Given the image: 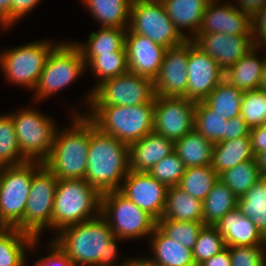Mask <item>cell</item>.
Listing matches in <instances>:
<instances>
[{"label": "cell", "instance_id": "obj_32", "mask_svg": "<svg viewBox=\"0 0 266 266\" xmlns=\"http://www.w3.org/2000/svg\"><path fill=\"white\" fill-rule=\"evenodd\" d=\"M237 196L218 180L203 201V224L215 226L229 211L237 207Z\"/></svg>", "mask_w": 266, "mask_h": 266}, {"label": "cell", "instance_id": "obj_57", "mask_svg": "<svg viewBox=\"0 0 266 266\" xmlns=\"http://www.w3.org/2000/svg\"><path fill=\"white\" fill-rule=\"evenodd\" d=\"M136 266H150V265H145L138 257L136 258Z\"/></svg>", "mask_w": 266, "mask_h": 266}, {"label": "cell", "instance_id": "obj_43", "mask_svg": "<svg viewBox=\"0 0 266 266\" xmlns=\"http://www.w3.org/2000/svg\"><path fill=\"white\" fill-rule=\"evenodd\" d=\"M185 166L179 156L173 151L161 159L148 172L167 187L178 186L184 175Z\"/></svg>", "mask_w": 266, "mask_h": 266}, {"label": "cell", "instance_id": "obj_37", "mask_svg": "<svg viewBox=\"0 0 266 266\" xmlns=\"http://www.w3.org/2000/svg\"><path fill=\"white\" fill-rule=\"evenodd\" d=\"M221 180L238 197L243 196L255 183L261 180L256 159L239 163L219 175Z\"/></svg>", "mask_w": 266, "mask_h": 266}, {"label": "cell", "instance_id": "obj_41", "mask_svg": "<svg viewBox=\"0 0 266 266\" xmlns=\"http://www.w3.org/2000/svg\"><path fill=\"white\" fill-rule=\"evenodd\" d=\"M226 247L223 236L212 225H204L192 249L193 260L196 266L210 259Z\"/></svg>", "mask_w": 266, "mask_h": 266}, {"label": "cell", "instance_id": "obj_58", "mask_svg": "<svg viewBox=\"0 0 266 266\" xmlns=\"http://www.w3.org/2000/svg\"><path fill=\"white\" fill-rule=\"evenodd\" d=\"M6 229V227L0 222V234Z\"/></svg>", "mask_w": 266, "mask_h": 266}, {"label": "cell", "instance_id": "obj_28", "mask_svg": "<svg viewBox=\"0 0 266 266\" xmlns=\"http://www.w3.org/2000/svg\"><path fill=\"white\" fill-rule=\"evenodd\" d=\"M39 240L16 228H6L0 234V266L26 265L25 250L37 248Z\"/></svg>", "mask_w": 266, "mask_h": 266}, {"label": "cell", "instance_id": "obj_5", "mask_svg": "<svg viewBox=\"0 0 266 266\" xmlns=\"http://www.w3.org/2000/svg\"><path fill=\"white\" fill-rule=\"evenodd\" d=\"M101 196L84 179H58L53 203L52 229L58 230V233L63 228L99 216Z\"/></svg>", "mask_w": 266, "mask_h": 266}, {"label": "cell", "instance_id": "obj_16", "mask_svg": "<svg viewBox=\"0 0 266 266\" xmlns=\"http://www.w3.org/2000/svg\"><path fill=\"white\" fill-rule=\"evenodd\" d=\"M187 74V99L195 102L204 101L225 76L217 61L196 46L191 39Z\"/></svg>", "mask_w": 266, "mask_h": 266}, {"label": "cell", "instance_id": "obj_42", "mask_svg": "<svg viewBox=\"0 0 266 266\" xmlns=\"http://www.w3.org/2000/svg\"><path fill=\"white\" fill-rule=\"evenodd\" d=\"M203 222L159 220L157 227L169 238H172L187 248L193 249Z\"/></svg>", "mask_w": 266, "mask_h": 266}, {"label": "cell", "instance_id": "obj_52", "mask_svg": "<svg viewBox=\"0 0 266 266\" xmlns=\"http://www.w3.org/2000/svg\"><path fill=\"white\" fill-rule=\"evenodd\" d=\"M11 0H0V26L11 27Z\"/></svg>", "mask_w": 266, "mask_h": 266}, {"label": "cell", "instance_id": "obj_2", "mask_svg": "<svg viewBox=\"0 0 266 266\" xmlns=\"http://www.w3.org/2000/svg\"><path fill=\"white\" fill-rule=\"evenodd\" d=\"M84 180L101 195L120 190L129 170V145L100 131L90 120V143ZM121 181V182H120ZM121 183V184H120Z\"/></svg>", "mask_w": 266, "mask_h": 266}, {"label": "cell", "instance_id": "obj_3", "mask_svg": "<svg viewBox=\"0 0 266 266\" xmlns=\"http://www.w3.org/2000/svg\"><path fill=\"white\" fill-rule=\"evenodd\" d=\"M73 114L71 128L57 129L53 148L43 162L57 179H84L86 175L90 119L84 113Z\"/></svg>", "mask_w": 266, "mask_h": 266}, {"label": "cell", "instance_id": "obj_59", "mask_svg": "<svg viewBox=\"0 0 266 266\" xmlns=\"http://www.w3.org/2000/svg\"><path fill=\"white\" fill-rule=\"evenodd\" d=\"M261 179L264 181V183L266 184V175L261 176Z\"/></svg>", "mask_w": 266, "mask_h": 266}, {"label": "cell", "instance_id": "obj_29", "mask_svg": "<svg viewBox=\"0 0 266 266\" xmlns=\"http://www.w3.org/2000/svg\"><path fill=\"white\" fill-rule=\"evenodd\" d=\"M250 136L214 143L212 167L218 175L241 162L254 159Z\"/></svg>", "mask_w": 266, "mask_h": 266}, {"label": "cell", "instance_id": "obj_7", "mask_svg": "<svg viewBox=\"0 0 266 266\" xmlns=\"http://www.w3.org/2000/svg\"><path fill=\"white\" fill-rule=\"evenodd\" d=\"M101 215L108 222L115 237L134 239L152 234L157 221L140 209L119 190L102 194Z\"/></svg>", "mask_w": 266, "mask_h": 266}, {"label": "cell", "instance_id": "obj_38", "mask_svg": "<svg viewBox=\"0 0 266 266\" xmlns=\"http://www.w3.org/2000/svg\"><path fill=\"white\" fill-rule=\"evenodd\" d=\"M227 119L220 117L204 101L196 102L194 129L212 143L226 141Z\"/></svg>", "mask_w": 266, "mask_h": 266}, {"label": "cell", "instance_id": "obj_6", "mask_svg": "<svg viewBox=\"0 0 266 266\" xmlns=\"http://www.w3.org/2000/svg\"><path fill=\"white\" fill-rule=\"evenodd\" d=\"M42 164L38 161H27L16 166L1 167L0 222L6 228L22 231V219L29 198L31 180Z\"/></svg>", "mask_w": 266, "mask_h": 266}, {"label": "cell", "instance_id": "obj_33", "mask_svg": "<svg viewBox=\"0 0 266 266\" xmlns=\"http://www.w3.org/2000/svg\"><path fill=\"white\" fill-rule=\"evenodd\" d=\"M237 208L250 218L266 238V184L261 179L243 196L238 197Z\"/></svg>", "mask_w": 266, "mask_h": 266}, {"label": "cell", "instance_id": "obj_36", "mask_svg": "<svg viewBox=\"0 0 266 266\" xmlns=\"http://www.w3.org/2000/svg\"><path fill=\"white\" fill-rule=\"evenodd\" d=\"M83 59L86 67L88 65L91 66L93 74L99 79L94 89L103 81L115 78L129 71L126 50H118L98 56H83Z\"/></svg>", "mask_w": 266, "mask_h": 266}, {"label": "cell", "instance_id": "obj_47", "mask_svg": "<svg viewBox=\"0 0 266 266\" xmlns=\"http://www.w3.org/2000/svg\"><path fill=\"white\" fill-rule=\"evenodd\" d=\"M243 136H250V128L239 115L235 118L228 119L226 124V141Z\"/></svg>", "mask_w": 266, "mask_h": 266}, {"label": "cell", "instance_id": "obj_14", "mask_svg": "<svg viewBox=\"0 0 266 266\" xmlns=\"http://www.w3.org/2000/svg\"><path fill=\"white\" fill-rule=\"evenodd\" d=\"M154 132L176 141L194 130L196 102L187 98L155 96Z\"/></svg>", "mask_w": 266, "mask_h": 266}, {"label": "cell", "instance_id": "obj_53", "mask_svg": "<svg viewBox=\"0 0 266 266\" xmlns=\"http://www.w3.org/2000/svg\"><path fill=\"white\" fill-rule=\"evenodd\" d=\"M259 173L261 176L266 175V151L258 153L255 156Z\"/></svg>", "mask_w": 266, "mask_h": 266}, {"label": "cell", "instance_id": "obj_10", "mask_svg": "<svg viewBox=\"0 0 266 266\" xmlns=\"http://www.w3.org/2000/svg\"><path fill=\"white\" fill-rule=\"evenodd\" d=\"M127 32L146 36L166 49L187 40L175 28L161 0H132Z\"/></svg>", "mask_w": 266, "mask_h": 266}, {"label": "cell", "instance_id": "obj_34", "mask_svg": "<svg viewBox=\"0 0 266 266\" xmlns=\"http://www.w3.org/2000/svg\"><path fill=\"white\" fill-rule=\"evenodd\" d=\"M243 92L226 80L220 82L204 102L220 117L232 119L240 115Z\"/></svg>", "mask_w": 266, "mask_h": 266}, {"label": "cell", "instance_id": "obj_39", "mask_svg": "<svg viewBox=\"0 0 266 266\" xmlns=\"http://www.w3.org/2000/svg\"><path fill=\"white\" fill-rule=\"evenodd\" d=\"M27 161L20 151L10 113L0 115V167L16 166Z\"/></svg>", "mask_w": 266, "mask_h": 266}, {"label": "cell", "instance_id": "obj_51", "mask_svg": "<svg viewBox=\"0 0 266 266\" xmlns=\"http://www.w3.org/2000/svg\"><path fill=\"white\" fill-rule=\"evenodd\" d=\"M198 266H231V256L229 248L226 246L210 259L203 261Z\"/></svg>", "mask_w": 266, "mask_h": 266}, {"label": "cell", "instance_id": "obj_54", "mask_svg": "<svg viewBox=\"0 0 266 266\" xmlns=\"http://www.w3.org/2000/svg\"><path fill=\"white\" fill-rule=\"evenodd\" d=\"M263 50H265V52H266V48ZM259 90L266 91V55H265V60H264V64H263L262 77H261Z\"/></svg>", "mask_w": 266, "mask_h": 266}, {"label": "cell", "instance_id": "obj_56", "mask_svg": "<svg viewBox=\"0 0 266 266\" xmlns=\"http://www.w3.org/2000/svg\"><path fill=\"white\" fill-rule=\"evenodd\" d=\"M34 266H50L43 258L38 259Z\"/></svg>", "mask_w": 266, "mask_h": 266}, {"label": "cell", "instance_id": "obj_30", "mask_svg": "<svg viewBox=\"0 0 266 266\" xmlns=\"http://www.w3.org/2000/svg\"><path fill=\"white\" fill-rule=\"evenodd\" d=\"M101 27L128 28L132 0H82Z\"/></svg>", "mask_w": 266, "mask_h": 266}, {"label": "cell", "instance_id": "obj_18", "mask_svg": "<svg viewBox=\"0 0 266 266\" xmlns=\"http://www.w3.org/2000/svg\"><path fill=\"white\" fill-rule=\"evenodd\" d=\"M192 41L213 57L224 72L255 47L252 35L197 33Z\"/></svg>", "mask_w": 266, "mask_h": 266}, {"label": "cell", "instance_id": "obj_31", "mask_svg": "<svg viewBox=\"0 0 266 266\" xmlns=\"http://www.w3.org/2000/svg\"><path fill=\"white\" fill-rule=\"evenodd\" d=\"M127 28L101 27L92 32L87 43L74 42L82 56H98L118 50H126L125 36Z\"/></svg>", "mask_w": 266, "mask_h": 266}, {"label": "cell", "instance_id": "obj_44", "mask_svg": "<svg viewBox=\"0 0 266 266\" xmlns=\"http://www.w3.org/2000/svg\"><path fill=\"white\" fill-rule=\"evenodd\" d=\"M231 266H266V244L255 246H227Z\"/></svg>", "mask_w": 266, "mask_h": 266}, {"label": "cell", "instance_id": "obj_1", "mask_svg": "<svg viewBox=\"0 0 266 266\" xmlns=\"http://www.w3.org/2000/svg\"><path fill=\"white\" fill-rule=\"evenodd\" d=\"M54 242L79 266H115L117 240L106 219H94L63 228ZM116 259V260H115Z\"/></svg>", "mask_w": 266, "mask_h": 266}, {"label": "cell", "instance_id": "obj_24", "mask_svg": "<svg viewBox=\"0 0 266 266\" xmlns=\"http://www.w3.org/2000/svg\"><path fill=\"white\" fill-rule=\"evenodd\" d=\"M161 2L175 28L186 39L192 40L198 33L203 13L210 0H161ZM182 29H187L190 34H185Z\"/></svg>", "mask_w": 266, "mask_h": 266}, {"label": "cell", "instance_id": "obj_9", "mask_svg": "<svg viewBox=\"0 0 266 266\" xmlns=\"http://www.w3.org/2000/svg\"><path fill=\"white\" fill-rule=\"evenodd\" d=\"M22 155L28 161L44 162L53 148L57 126L44 113L26 108L10 113Z\"/></svg>", "mask_w": 266, "mask_h": 266}, {"label": "cell", "instance_id": "obj_27", "mask_svg": "<svg viewBox=\"0 0 266 266\" xmlns=\"http://www.w3.org/2000/svg\"><path fill=\"white\" fill-rule=\"evenodd\" d=\"M160 220L203 222V202L178 186L168 187L166 207Z\"/></svg>", "mask_w": 266, "mask_h": 266}, {"label": "cell", "instance_id": "obj_26", "mask_svg": "<svg viewBox=\"0 0 266 266\" xmlns=\"http://www.w3.org/2000/svg\"><path fill=\"white\" fill-rule=\"evenodd\" d=\"M214 143L195 129L174 141V151L185 168L212 165Z\"/></svg>", "mask_w": 266, "mask_h": 266}, {"label": "cell", "instance_id": "obj_22", "mask_svg": "<svg viewBox=\"0 0 266 266\" xmlns=\"http://www.w3.org/2000/svg\"><path fill=\"white\" fill-rule=\"evenodd\" d=\"M215 227L223 236L226 246L266 244V238L257 229L254 222L250 218L245 217L237 207L227 212L215 224Z\"/></svg>", "mask_w": 266, "mask_h": 266}, {"label": "cell", "instance_id": "obj_19", "mask_svg": "<svg viewBox=\"0 0 266 266\" xmlns=\"http://www.w3.org/2000/svg\"><path fill=\"white\" fill-rule=\"evenodd\" d=\"M125 48L129 72L154 80L160 71L166 48L150 38L126 32Z\"/></svg>", "mask_w": 266, "mask_h": 266}, {"label": "cell", "instance_id": "obj_12", "mask_svg": "<svg viewBox=\"0 0 266 266\" xmlns=\"http://www.w3.org/2000/svg\"><path fill=\"white\" fill-rule=\"evenodd\" d=\"M155 97L153 80L126 72L103 81L86 96L88 106H137Z\"/></svg>", "mask_w": 266, "mask_h": 266}, {"label": "cell", "instance_id": "obj_40", "mask_svg": "<svg viewBox=\"0 0 266 266\" xmlns=\"http://www.w3.org/2000/svg\"><path fill=\"white\" fill-rule=\"evenodd\" d=\"M240 116L250 129L266 125V91L243 92Z\"/></svg>", "mask_w": 266, "mask_h": 266}, {"label": "cell", "instance_id": "obj_55", "mask_svg": "<svg viewBox=\"0 0 266 266\" xmlns=\"http://www.w3.org/2000/svg\"><path fill=\"white\" fill-rule=\"evenodd\" d=\"M120 264L121 266H136V258L131 257L128 260L125 258V261L123 260Z\"/></svg>", "mask_w": 266, "mask_h": 266}, {"label": "cell", "instance_id": "obj_50", "mask_svg": "<svg viewBox=\"0 0 266 266\" xmlns=\"http://www.w3.org/2000/svg\"><path fill=\"white\" fill-rule=\"evenodd\" d=\"M235 7L252 18L260 9L266 5V0H235Z\"/></svg>", "mask_w": 266, "mask_h": 266}, {"label": "cell", "instance_id": "obj_13", "mask_svg": "<svg viewBox=\"0 0 266 266\" xmlns=\"http://www.w3.org/2000/svg\"><path fill=\"white\" fill-rule=\"evenodd\" d=\"M57 181L53 172L44 163L34 172L22 219L23 232L39 238L44 228L52 229Z\"/></svg>", "mask_w": 266, "mask_h": 266}, {"label": "cell", "instance_id": "obj_21", "mask_svg": "<svg viewBox=\"0 0 266 266\" xmlns=\"http://www.w3.org/2000/svg\"><path fill=\"white\" fill-rule=\"evenodd\" d=\"M174 151V141L154 131L129 145V170L149 172L161 159Z\"/></svg>", "mask_w": 266, "mask_h": 266}, {"label": "cell", "instance_id": "obj_46", "mask_svg": "<svg viewBox=\"0 0 266 266\" xmlns=\"http://www.w3.org/2000/svg\"><path fill=\"white\" fill-rule=\"evenodd\" d=\"M50 245V253L48 256L42 257L50 266H79L72 262L67 254L60 248V246L52 240Z\"/></svg>", "mask_w": 266, "mask_h": 266}, {"label": "cell", "instance_id": "obj_25", "mask_svg": "<svg viewBox=\"0 0 266 266\" xmlns=\"http://www.w3.org/2000/svg\"><path fill=\"white\" fill-rule=\"evenodd\" d=\"M260 47H253L226 71L224 80L242 92L259 89L265 60L257 56Z\"/></svg>", "mask_w": 266, "mask_h": 266}, {"label": "cell", "instance_id": "obj_23", "mask_svg": "<svg viewBox=\"0 0 266 266\" xmlns=\"http://www.w3.org/2000/svg\"><path fill=\"white\" fill-rule=\"evenodd\" d=\"M151 249L154 257L139 258L150 266H196L192 249L166 236L157 226L152 232Z\"/></svg>", "mask_w": 266, "mask_h": 266}, {"label": "cell", "instance_id": "obj_11", "mask_svg": "<svg viewBox=\"0 0 266 266\" xmlns=\"http://www.w3.org/2000/svg\"><path fill=\"white\" fill-rule=\"evenodd\" d=\"M52 41H35L7 49L0 55V67L8 81L34 90L50 52Z\"/></svg>", "mask_w": 266, "mask_h": 266}, {"label": "cell", "instance_id": "obj_35", "mask_svg": "<svg viewBox=\"0 0 266 266\" xmlns=\"http://www.w3.org/2000/svg\"><path fill=\"white\" fill-rule=\"evenodd\" d=\"M218 180L219 175L212 165L189 167L185 168L178 187L203 202Z\"/></svg>", "mask_w": 266, "mask_h": 266}, {"label": "cell", "instance_id": "obj_17", "mask_svg": "<svg viewBox=\"0 0 266 266\" xmlns=\"http://www.w3.org/2000/svg\"><path fill=\"white\" fill-rule=\"evenodd\" d=\"M120 192L159 221L166 207L168 187L148 172L129 171Z\"/></svg>", "mask_w": 266, "mask_h": 266}, {"label": "cell", "instance_id": "obj_15", "mask_svg": "<svg viewBox=\"0 0 266 266\" xmlns=\"http://www.w3.org/2000/svg\"><path fill=\"white\" fill-rule=\"evenodd\" d=\"M189 39L165 50L158 76L153 80L155 96L187 98Z\"/></svg>", "mask_w": 266, "mask_h": 266}, {"label": "cell", "instance_id": "obj_8", "mask_svg": "<svg viewBox=\"0 0 266 266\" xmlns=\"http://www.w3.org/2000/svg\"><path fill=\"white\" fill-rule=\"evenodd\" d=\"M80 49L74 42H63L50 52L34 88L38 101L70 85L86 69Z\"/></svg>", "mask_w": 266, "mask_h": 266}, {"label": "cell", "instance_id": "obj_20", "mask_svg": "<svg viewBox=\"0 0 266 266\" xmlns=\"http://www.w3.org/2000/svg\"><path fill=\"white\" fill-rule=\"evenodd\" d=\"M217 1L210 0L206 6L198 33L252 35L251 18L247 14L238 10L234 4L225 2L221 5Z\"/></svg>", "mask_w": 266, "mask_h": 266}, {"label": "cell", "instance_id": "obj_45", "mask_svg": "<svg viewBox=\"0 0 266 266\" xmlns=\"http://www.w3.org/2000/svg\"><path fill=\"white\" fill-rule=\"evenodd\" d=\"M251 34L255 46L266 48V5L251 18Z\"/></svg>", "mask_w": 266, "mask_h": 266}, {"label": "cell", "instance_id": "obj_49", "mask_svg": "<svg viewBox=\"0 0 266 266\" xmlns=\"http://www.w3.org/2000/svg\"><path fill=\"white\" fill-rule=\"evenodd\" d=\"M250 140L253 154L266 151V125H261L250 129Z\"/></svg>", "mask_w": 266, "mask_h": 266}, {"label": "cell", "instance_id": "obj_48", "mask_svg": "<svg viewBox=\"0 0 266 266\" xmlns=\"http://www.w3.org/2000/svg\"><path fill=\"white\" fill-rule=\"evenodd\" d=\"M40 0H11V26L39 4Z\"/></svg>", "mask_w": 266, "mask_h": 266}, {"label": "cell", "instance_id": "obj_4", "mask_svg": "<svg viewBox=\"0 0 266 266\" xmlns=\"http://www.w3.org/2000/svg\"><path fill=\"white\" fill-rule=\"evenodd\" d=\"M155 99L137 106H89L86 116L103 133L126 145L154 131Z\"/></svg>", "mask_w": 266, "mask_h": 266}]
</instances>
